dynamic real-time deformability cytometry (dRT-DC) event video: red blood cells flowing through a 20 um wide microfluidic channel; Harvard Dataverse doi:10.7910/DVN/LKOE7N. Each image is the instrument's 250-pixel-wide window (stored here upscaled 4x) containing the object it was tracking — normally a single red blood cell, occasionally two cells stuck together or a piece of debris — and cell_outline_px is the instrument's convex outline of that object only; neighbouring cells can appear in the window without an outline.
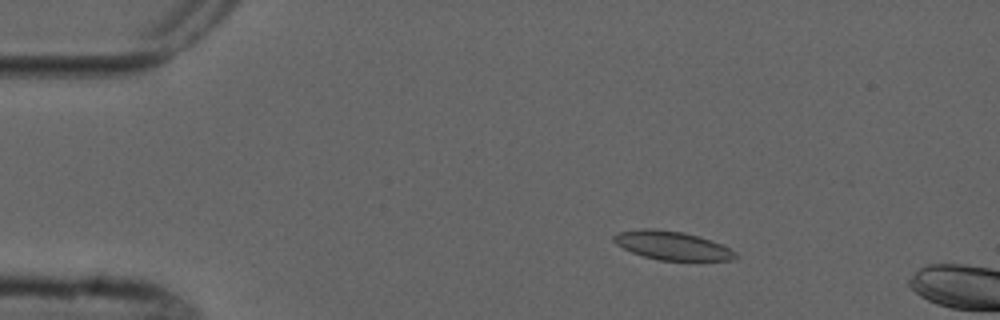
{"species": "common noctule bat (a hibernating species)", "species_latin": "Nyctalus noctula", "temperature_condition": "cold", "stored_images_in_passage": 4, "camera_frame_rate_fps": 3000, "um_per_image_px": 0.085, "animal": {"sex": "male", "forearm_length_mm": 52.5}, "frame": {"image": 1, "passage_image": 2, "time_ms": 1.0, "image_size_px": [1000, 320], "cell_outline_px": [[736, 256], [732, 260], [660, 260], [644, 256], [632, 252], [616, 244], [612, 240], [612, 236], [620, 232], [644, 228], [656, 228], [684, 232], [724, 244], [736, 252]], "centroid_in_image_um": [57.13, 20.86], "position_along_channel_um": 27.9, "area_um2": 20.23}}